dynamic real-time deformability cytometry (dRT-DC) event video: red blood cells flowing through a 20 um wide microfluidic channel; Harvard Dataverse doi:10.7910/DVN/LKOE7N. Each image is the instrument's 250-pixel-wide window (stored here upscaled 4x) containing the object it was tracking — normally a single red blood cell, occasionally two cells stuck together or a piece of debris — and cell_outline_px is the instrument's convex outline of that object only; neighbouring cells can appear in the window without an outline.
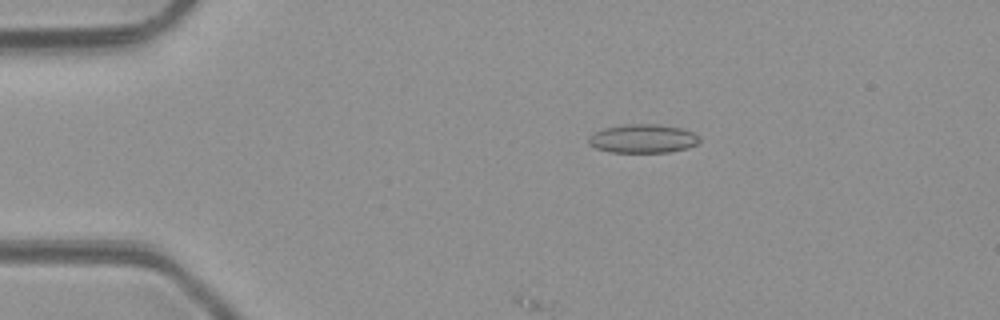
{"species": "common noctule bat (a hibernating species)", "species_latin": "Nyctalus noctula", "temperature_condition": "room temperature", "stored_images_in_passage": 5, "camera_frame_rate_fps": 3000, "um_per_image_px": 0.085, "animal": {"sex": "male", "body_mass_g": 23.1, "forearm_length_mm": 52.7}, "frame": {"image": 1, "passage_image": 3, "time_ms": 2.333, "image_size_px": [1000, 320], "cell_outline_px": [[700, 140], [696, 144], [688, 148], [668, 152], [608, 152], [596, 148], [588, 144], [588, 136], [604, 128], [620, 124], [656, 124], [680, 128], [692, 132], [700, 136]], "centroid_in_image_um": [54.62, 11.78], "position_along_channel_um": 30.4, "area_um2": 18.61}}